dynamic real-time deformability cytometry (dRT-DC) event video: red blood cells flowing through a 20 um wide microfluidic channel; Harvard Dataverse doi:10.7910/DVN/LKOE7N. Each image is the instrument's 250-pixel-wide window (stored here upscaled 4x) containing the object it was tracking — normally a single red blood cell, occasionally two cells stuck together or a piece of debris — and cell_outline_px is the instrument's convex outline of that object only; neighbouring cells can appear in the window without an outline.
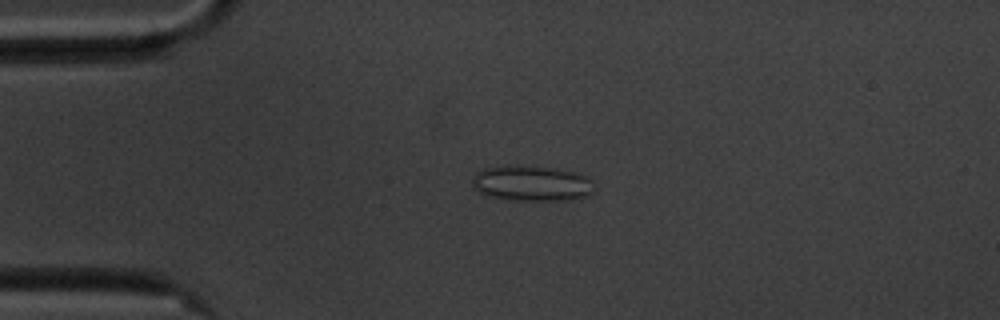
{"species": "common noctule bat (a hibernating species)", "species_latin": "Nyctalus noctula", "temperature_condition": "cold", "stored_images_in_passage": 50, "camera_frame_rate_fps": 3000, "um_per_image_px": 0.085, "animal": {"sex": "male", "body_mass_g": 20.1, "forearm_length_mm": 53.5}, "frame": {"image": 1, "passage_image": 12, "time_ms": 3.667, "image_size_px": [1000, 320], "cell_outline_px": [[596, 192], [588, 196], [572, 200], [516, 200], [488, 196], [480, 192], [472, 184], [472, 180], [476, 172], [484, 168], [552, 168], [576, 172], [592, 180]], "centroid_in_image_um": [45.29, 15.64], "position_along_channel_um": 39.7, "area_um2": 24.51}}
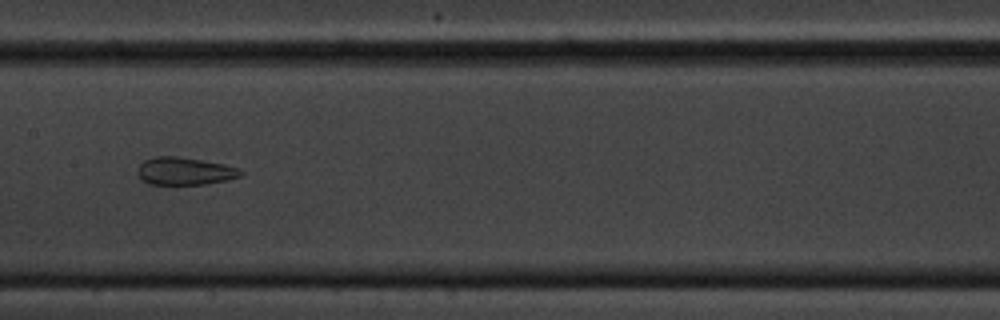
{"frame": {"image": 2, "passage_image": 27, "time_ms": 8.667, "image_size_px": [1000, 320], "cell_outline_px": [[244, 172], [240, 176], [228, 180], [204, 184], [148, 184], [136, 172], [140, 164], [144, 160], [156, 156], [180, 156], [224, 164], [240, 168]], "centroid_in_image_um": [15.72, 14.53], "position_along_channel_um": 191.7, "area_um2": 16.65}}
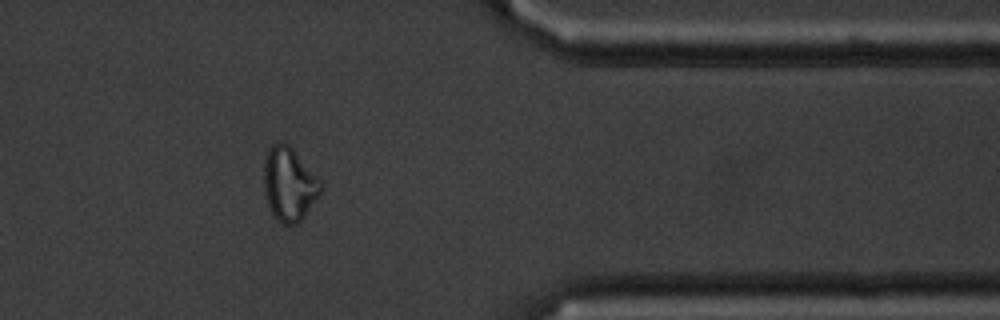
{"frame": {"image": 3, "passage_image": 45, "time_ms": 14.667, "image_size_px": [1000, 320], "cell_outline_px": [[324, 188], [304, 216], [296, 224], [284, 224], [272, 212], [268, 204], [264, 192], [264, 160], [268, 148], [272, 144], [280, 140], [288, 144], [292, 148], [320, 180]], "centroid_in_image_um": [24.57, 15.61], "position_along_channel_um": 386.8, "area_um2": 24.16}, "authors_computed_cell_mechanics": {"area_um2": 21.386, "velocity_mm_per_s": 3.5367, "shape_relaxation_time_tau1_ms": null, "shape_relaxation_time_tau2_ms": 1.6494, "deformation_change_tau1": null, "deformation_change_tau2": 0.0769}}